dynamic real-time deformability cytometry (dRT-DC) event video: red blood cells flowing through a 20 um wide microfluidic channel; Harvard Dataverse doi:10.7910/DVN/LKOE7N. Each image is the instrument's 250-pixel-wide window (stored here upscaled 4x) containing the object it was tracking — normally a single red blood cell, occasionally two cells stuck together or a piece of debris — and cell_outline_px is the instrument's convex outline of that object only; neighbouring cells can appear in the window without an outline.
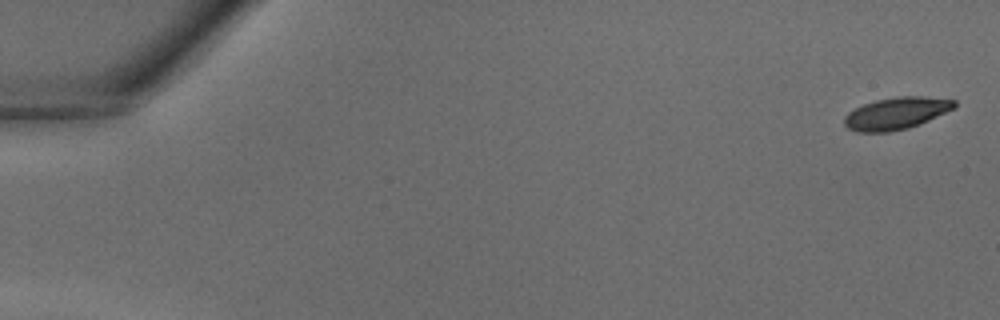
{"species": "common noctule bat (a hibernating species)", "species_latin": "Nyctalus noctula", "temperature_condition": "warm", "stored_images_in_passage": 40, "camera_frame_rate_fps": 3000, "um_per_image_px": 0.085, "animal": {"sex": "male", "body_mass_g": 18.8}, "frame": {"image": 1, "passage_image": 1, "time_ms": 0.0, "image_size_px": [1000, 320], "cell_outline_px": [[956, 108], [920, 124], [908, 128], [888, 132], [856, 132], [848, 128], [844, 124], [844, 116], [848, 112], [864, 104], [876, 100], [896, 96], [924, 96], [956, 100]], "centroid_in_image_um": [76.2, 9.63], "position_along_channel_um": 8.8, "area_um2": 20.69}}
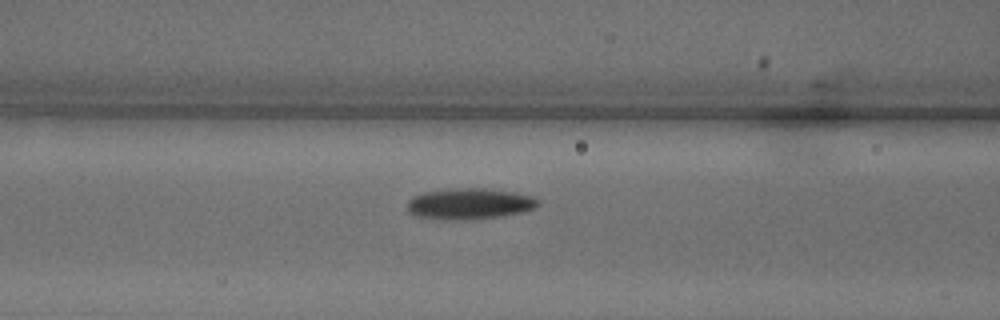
{"frame": {"image": 2, "passage_image": 17, "time_ms": 5.333, "image_size_px": [1000, 320], "cell_outline_px": [[540, 204], [532, 208], [520, 212], [496, 216], [464, 220], [448, 220], [416, 216], [408, 212], [408, 200], [412, 196], [424, 192], [452, 188], [484, 188], [512, 192], [532, 196], [540, 200]], "centroid_in_image_um": [39.86, 17.31], "position_along_channel_um": 126.7, "area_um2": 23.47}}
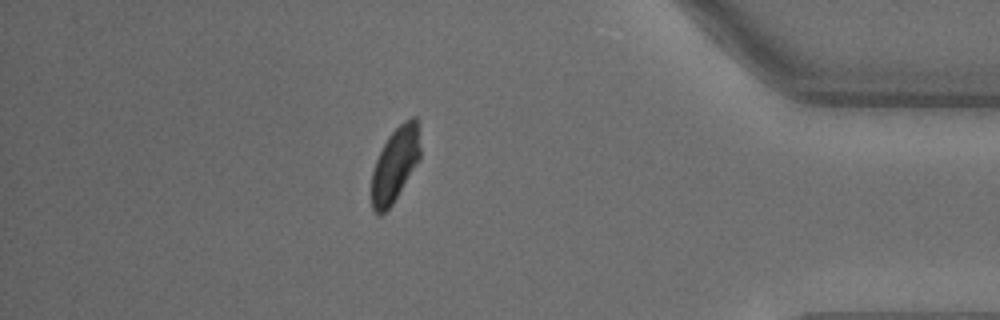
{"frame": {"image": 3, "passage_image": 35, "time_ms": 11.333, "image_size_px": [1000, 320], "cell_outline_px": [[420, 160], [392, 204], [380, 216], [372, 208], [372, 172], [376, 160], [388, 136], [404, 120], [412, 116], [416, 116], [420, 148]], "centroid_in_image_um": [33.59, 13.97], "position_along_channel_um": 401.6, "area_um2": 20.87}}